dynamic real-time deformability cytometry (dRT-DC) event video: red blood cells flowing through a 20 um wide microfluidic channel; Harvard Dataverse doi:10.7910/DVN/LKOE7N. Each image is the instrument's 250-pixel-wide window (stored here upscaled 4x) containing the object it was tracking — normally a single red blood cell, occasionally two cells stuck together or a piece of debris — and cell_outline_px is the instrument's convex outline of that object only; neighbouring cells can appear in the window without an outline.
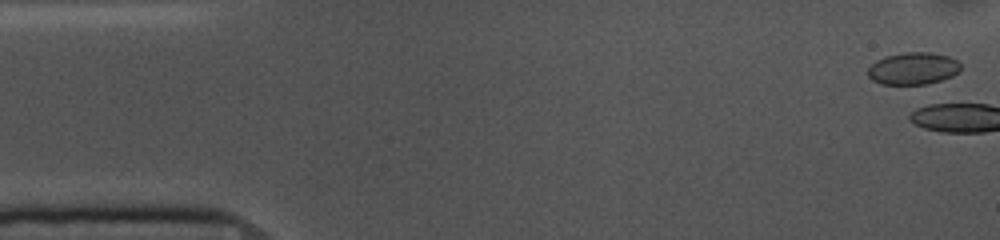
{"species": "common noctule bat (a hibernating species)", "species_latin": "Nyctalus noctula", "temperature_condition": "cold", "stored_images_in_passage": 3, "camera_frame_rate_fps": 3000, "um_per_image_px": 0.085, "animal": {"sex": "female", "body_mass_g": 10.0, "forearm_length_mm": 53.1}, "frame": {"image": 1, "passage_image": 1, "time_ms": 0.0, "image_size_px": [1000, 240], "cell_outline_px": [[960, 72], [952, 76], [928, 84], [880, 84], [872, 80], [868, 76], [868, 68], [876, 60], [884, 56], [904, 52], [928, 52], [948, 56], [956, 60], [960, 64]], "centroid_in_image_um": [77.6, 5.82], "position_along_channel_um": 7.4, "area_um2": 17.46}}